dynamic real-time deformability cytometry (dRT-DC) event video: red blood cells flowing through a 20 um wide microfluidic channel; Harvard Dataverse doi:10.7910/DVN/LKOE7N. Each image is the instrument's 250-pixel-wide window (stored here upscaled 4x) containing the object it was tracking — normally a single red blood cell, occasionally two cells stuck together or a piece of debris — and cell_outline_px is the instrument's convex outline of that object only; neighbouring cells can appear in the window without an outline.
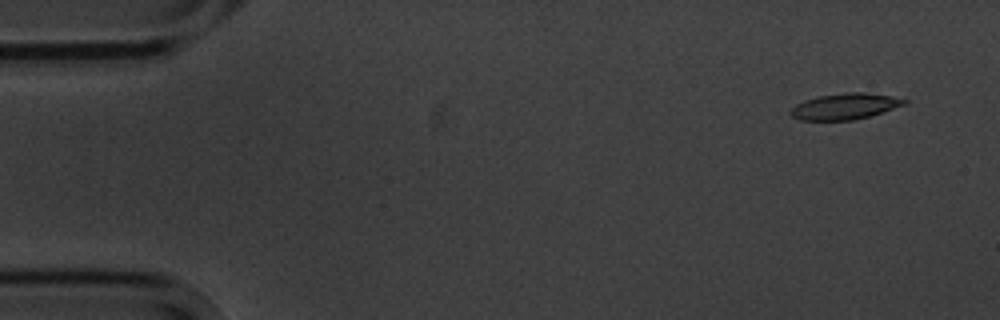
{"species": "common noctule bat (a hibernating species)", "species_latin": "Nyctalus noctula", "temperature_condition": "cold", "stored_images_in_passage": 4, "segment_of_instrument_passage": [2, 2], "camera_frame_rate_fps": 3000, "um_per_image_px": 0.085, "animal": {"sex": "male", "body_mass_g": 20.1, "forearm_length_mm": 53.5}, "frame": {"image": 1, "passage_image": 4, "time_ms": 3.667, "image_size_px": [1000, 320], "cell_outline_px": [[908, 104], [868, 116], [852, 120], [800, 120], [792, 116], [788, 112], [796, 104], [804, 100], [820, 96], [844, 92], [864, 92], [892, 96], [908, 100]], "centroid_in_image_um": [71.82, 9.03], "position_along_channel_um": 13.2, "area_um2": 17.22}}